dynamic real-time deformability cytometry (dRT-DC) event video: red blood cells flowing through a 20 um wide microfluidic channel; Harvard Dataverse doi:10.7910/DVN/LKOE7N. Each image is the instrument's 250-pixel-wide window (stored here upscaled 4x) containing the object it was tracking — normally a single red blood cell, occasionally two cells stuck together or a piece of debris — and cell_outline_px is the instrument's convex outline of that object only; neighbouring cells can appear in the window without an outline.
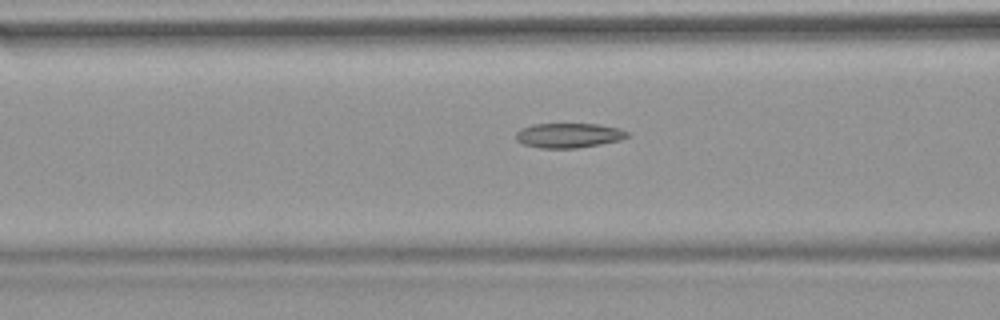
{"species": "common noctule bat (a hibernating species)", "species_latin": "Nyctalus noctula", "temperature_condition": "warm", "stored_images_in_passage": 53, "camera_frame_rate_fps": 3000, "um_per_image_px": 0.085, "animal": {"sex": "female", "body_mass_g": 18.4}, "frame": {"image": 1, "passage_image": 21, "time_ms": 6.667, "image_size_px": [1000, 320], "cell_outline_px": [[632, 136], [620, 140], [600, 144], [576, 148], [540, 148], [524, 144], [516, 140], [516, 132], [520, 128], [532, 124], [600, 124], [620, 128], [628, 132]], "centroid_in_image_um": [48.36, 11.5], "position_along_channel_um": 118.2, "area_um2": 16.18}}
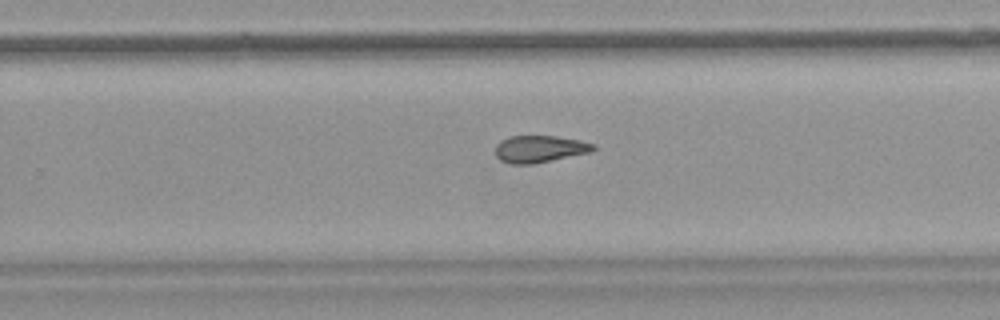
{"frame": {"image": 2, "passage_image": 34, "time_ms": 11.0, "image_size_px": [1000, 320], "cell_outline_px": [[596, 148], [592, 152], [532, 164], [512, 164], [500, 160], [496, 156], [496, 144], [500, 140], [508, 136], [556, 136], [580, 140], [596, 144]], "centroid_in_image_um": [45.88, 12.65], "position_along_channel_um": 283.9, "area_um2": 15.55}}
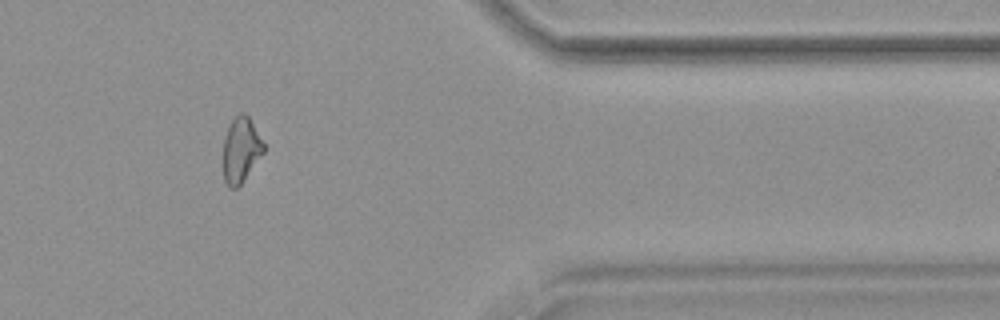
{"frame": {"image": 3, "passage_image": 44, "time_ms": 14.333, "image_size_px": [1000, 320], "cell_outline_px": [[264, 152], [240, 184], [236, 188], [232, 188], [224, 180], [224, 136], [232, 120], [240, 112], [244, 112], [248, 116], [264, 144]], "centroid_in_image_um": [20.48, 12.72], "position_along_channel_um": 390.9, "area_um2": 14.91}}